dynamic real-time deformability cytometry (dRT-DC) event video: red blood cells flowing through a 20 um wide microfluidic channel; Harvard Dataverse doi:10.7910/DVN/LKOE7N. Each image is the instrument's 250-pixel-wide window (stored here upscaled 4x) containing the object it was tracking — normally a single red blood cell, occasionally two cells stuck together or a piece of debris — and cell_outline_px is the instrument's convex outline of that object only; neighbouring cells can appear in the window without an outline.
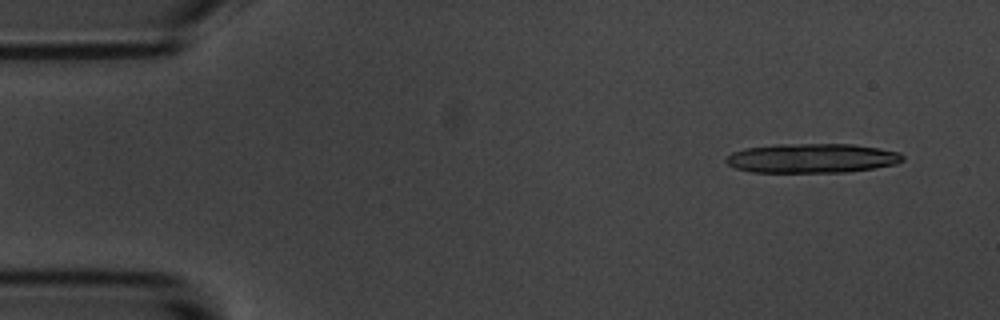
{"species": "common noctule bat (a hibernating species)", "species_latin": "Nyctalus noctula", "temperature_condition": "room temperature", "stored_images_in_passage": 8, "camera_frame_rate_fps": 3000, "um_per_image_px": 0.085, "animal": {"sex": "male", "body_mass_g": 20.1, "forearm_length_mm": 53.5}, "frame": {"image": 1, "passage_image": 1, "time_ms": 0.0, "image_size_px": [1000, 320], "cell_outline_px": [[904, 160], [896, 164], [872, 168], [844, 172], [752, 172], [736, 168], [728, 164], [724, 160], [732, 152], [744, 148], [776, 144], [852, 144], [900, 152], [904, 156]], "centroid_in_image_um": [69.0, 13.44], "position_along_channel_um": 16.0, "area_um2": 30.17}}
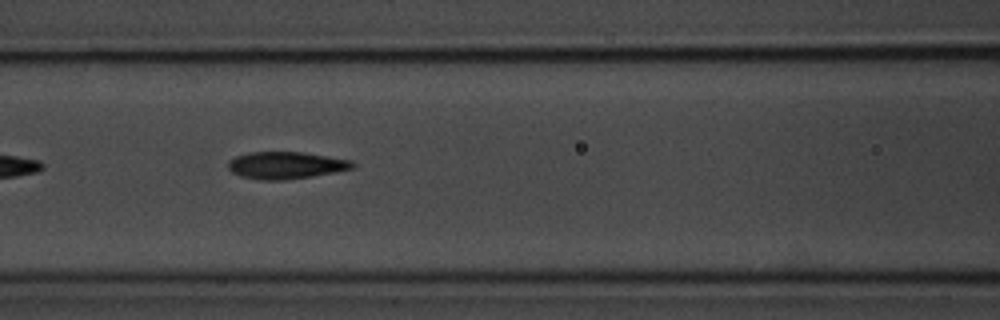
{"frame": {"image": 2, "passage_image": 7, "time_ms": 6.667, "image_size_px": [1000, 320], "cell_outline_px": [[356, 164], [352, 168], [312, 176], [284, 180], [260, 180], [240, 176], [232, 172], [228, 168], [228, 160], [236, 156], [248, 152], [304, 152], [352, 160]], "centroid_in_image_um": [24.27, 14.04], "position_along_channel_um": 142.3, "area_um2": 19.65}}
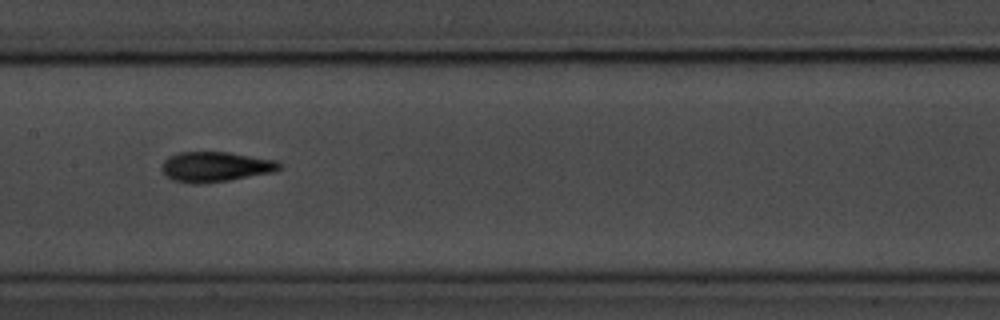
{"frame": {"image": 3, "passage_image": 8, "time_ms": 8.0, "image_size_px": [1000, 320], "cell_outline_px": [[280, 168], [272, 172], [228, 180], [204, 184], [192, 184], [172, 180], [160, 168], [164, 160], [168, 156], [180, 152], [228, 152], [276, 160], [280, 164]], "centroid_in_image_um": [18.26, 14.17], "position_along_channel_um": 189.1, "area_um2": 20.52}}